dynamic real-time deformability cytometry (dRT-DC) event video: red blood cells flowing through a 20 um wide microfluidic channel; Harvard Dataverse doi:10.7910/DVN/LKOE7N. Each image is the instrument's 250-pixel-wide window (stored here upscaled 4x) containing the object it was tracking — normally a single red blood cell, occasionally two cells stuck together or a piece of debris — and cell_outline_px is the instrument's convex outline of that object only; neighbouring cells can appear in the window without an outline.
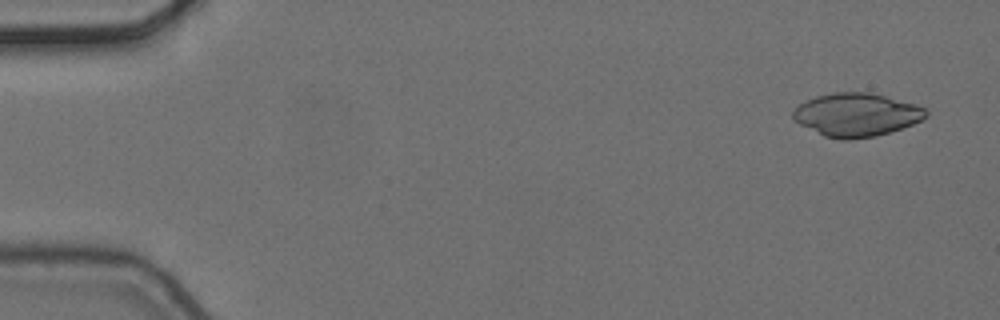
{"species": "common noctule bat (a hibernating species)", "species_latin": "Nyctalus noctula", "temperature_condition": "cold", "stored_images_in_passage": 6, "camera_frame_rate_fps": 3000, "um_per_image_px": 0.085, "animal": {"sex": "female", "body_mass_g": 24.6, "forearm_length_mm": 56.2}, "frame": {"image": 1, "passage_image": 1, "time_ms": 0.0, "image_size_px": [1000, 320], "cell_outline_px": [[928, 116], [912, 124], [876, 136], [848, 140], [840, 140], [824, 136], [800, 124], [792, 116], [792, 112], [800, 104], [816, 96], [832, 92], [868, 92], [916, 104], [924, 108], [928, 112]], "centroid_in_image_um": [72.79, 9.75], "position_along_channel_um": 12.2, "area_um2": 33.23}}